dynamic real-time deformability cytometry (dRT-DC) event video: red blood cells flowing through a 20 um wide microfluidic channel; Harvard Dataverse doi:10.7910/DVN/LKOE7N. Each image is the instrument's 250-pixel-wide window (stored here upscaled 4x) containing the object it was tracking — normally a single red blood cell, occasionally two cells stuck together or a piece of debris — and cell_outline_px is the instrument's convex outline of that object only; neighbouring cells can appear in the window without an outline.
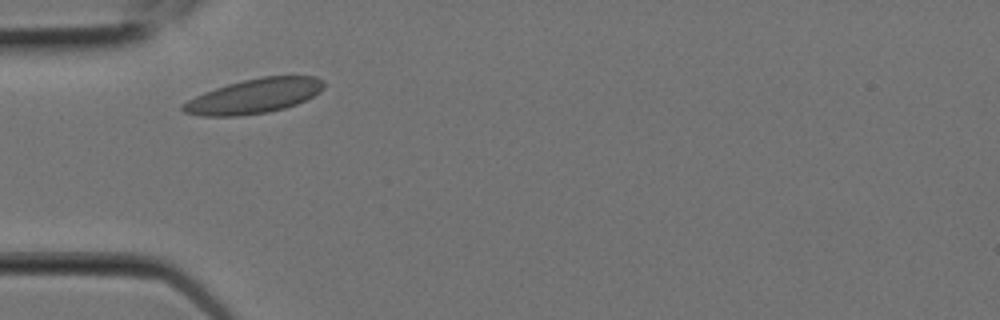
{"species": "Egyptian fruit bat (a non-hibernating species)", "species_latin": "Rousettus aegyptiacus", "temperature_condition": "room temperature", "stored_images_in_passage": 3, "camera_frame_rate_fps": 3000, "um_per_image_px": 0.085, "animal": {"sex": "female"}, "frame": {"image": 1, "passage_image": 2, "time_ms": 0.333, "image_size_px": [1000, 320], "cell_outline_px": [[324, 88], [320, 92], [296, 104], [284, 108], [268, 112], [236, 116], [204, 116], [184, 112], [180, 108], [180, 104], [204, 92], [228, 84], [260, 76], [316, 76], [324, 80]], "centroid_in_image_um": [21.6, 8.16], "position_along_channel_um": 63.4, "area_um2": 28.32}}
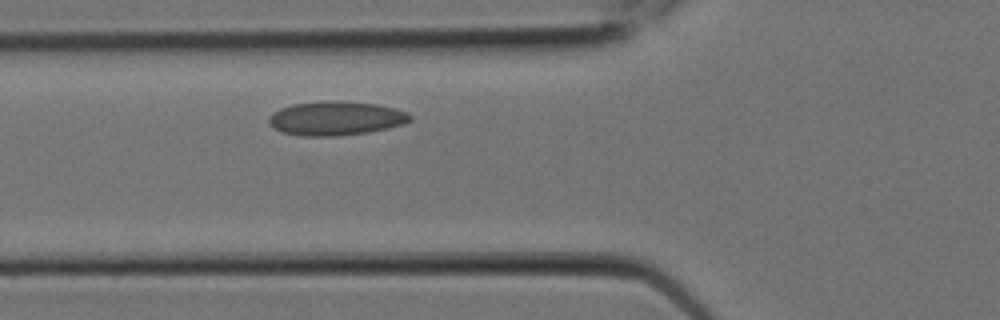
{"frame": {"image": 2, "passage_image": 3, "time_ms": 0.667, "image_size_px": [1000, 320], "cell_outline_px": [[412, 120], [404, 124], [388, 128], [368, 132], [336, 136], [304, 136], [280, 132], [268, 120], [268, 116], [272, 112], [280, 108], [292, 104], [376, 104], [408, 112], [412, 116]], "centroid_in_image_um": [28.56, 10.12], "position_along_channel_um": 97.2, "area_um2": 26.76}}